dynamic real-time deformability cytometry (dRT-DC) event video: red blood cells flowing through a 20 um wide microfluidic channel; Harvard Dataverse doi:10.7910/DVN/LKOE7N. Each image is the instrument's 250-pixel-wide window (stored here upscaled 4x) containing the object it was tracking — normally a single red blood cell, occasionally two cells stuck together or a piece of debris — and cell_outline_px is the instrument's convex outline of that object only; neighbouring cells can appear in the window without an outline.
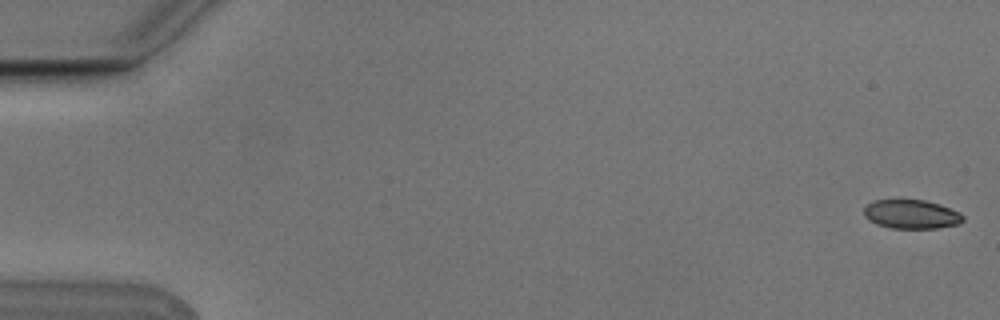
{"species": "Egyptian fruit bat (a non-hibernating species)", "species_latin": "Rousettus aegyptiacus", "temperature_condition": "cold", "stored_images_in_passage": 8, "camera_frame_rate_fps": 3000, "um_per_image_px": 0.085, "animal": {"sex": "male"}, "frame": {"image": 1, "passage_image": 1, "time_ms": 0.0, "image_size_px": [1000, 320], "cell_outline_px": [[964, 220], [960, 224], [936, 228], [892, 228], [876, 224], [868, 220], [864, 216], [864, 208], [872, 200], [924, 200], [940, 204], [960, 212], [964, 216]], "centroid_in_image_um": [77.48, 18.21], "position_along_channel_um": 7.5, "area_um2": 16.82}}
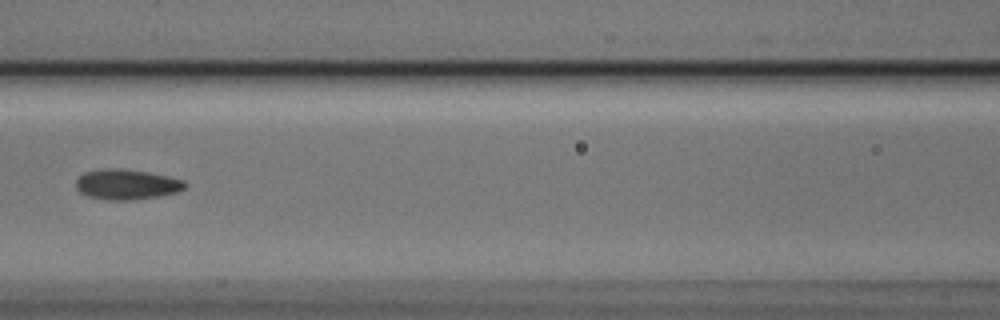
{"frame": {"image": 2, "passage_image": 8, "time_ms": 2.333, "image_size_px": [1000, 320], "cell_outline_px": [[188, 184], [184, 188], [176, 192], [160, 196], [132, 200], [104, 200], [88, 196], [80, 192], [76, 188], [76, 180], [84, 172], [104, 168], [120, 168], [148, 172], [168, 176], [184, 180]], "centroid_in_image_um": [10.76, 15.67], "position_along_channel_um": 155.8, "area_um2": 19.36}}